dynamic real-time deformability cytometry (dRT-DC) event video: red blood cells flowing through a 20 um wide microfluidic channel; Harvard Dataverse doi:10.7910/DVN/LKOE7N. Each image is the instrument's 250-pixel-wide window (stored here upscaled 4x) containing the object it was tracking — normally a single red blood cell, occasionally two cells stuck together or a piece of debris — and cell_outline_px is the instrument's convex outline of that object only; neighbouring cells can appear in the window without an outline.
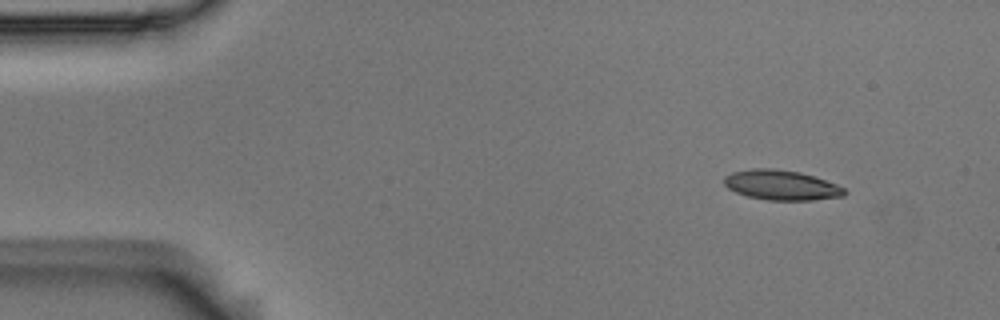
{"species": "Egyptian fruit bat (a non-hibernating species)", "species_latin": "Rousettus aegyptiacus", "temperature_condition": "room temperature", "stored_images_in_passage": 3, "camera_frame_rate_fps": 3000, "um_per_image_px": 0.085, "animal": {"sex": "male"}, "frame": {"image": 1, "passage_image": 1, "time_ms": 0.0, "image_size_px": [1000, 320], "cell_outline_px": [[848, 192], [844, 196], [812, 200], [768, 200], [748, 196], [736, 192], [728, 188], [724, 184], [724, 176], [732, 172], [752, 168], [772, 168], [800, 172], [836, 184], [844, 188]], "centroid_in_image_um": [66.41, 15.73], "position_along_channel_um": 18.6, "area_um2": 20.92}}
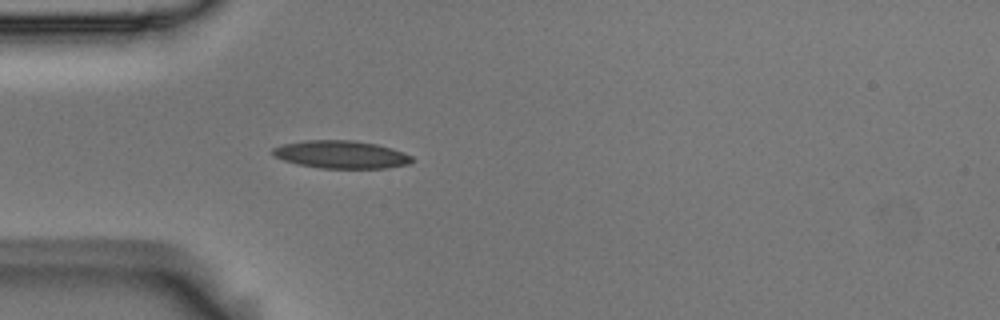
{"frame": {"image": 2, "passage_image": 3, "time_ms": 0.667, "image_size_px": [1000, 320], "cell_outline_px": [[412, 160], [408, 164], [384, 168], [320, 168], [296, 164], [284, 160], [276, 156], [272, 152], [272, 148], [284, 144], [304, 140], [352, 140], [376, 144], [392, 148], [404, 152], [412, 156]], "centroid_in_image_um": [28.99, 13.13], "position_along_channel_um": 56.0, "area_um2": 22.43}}